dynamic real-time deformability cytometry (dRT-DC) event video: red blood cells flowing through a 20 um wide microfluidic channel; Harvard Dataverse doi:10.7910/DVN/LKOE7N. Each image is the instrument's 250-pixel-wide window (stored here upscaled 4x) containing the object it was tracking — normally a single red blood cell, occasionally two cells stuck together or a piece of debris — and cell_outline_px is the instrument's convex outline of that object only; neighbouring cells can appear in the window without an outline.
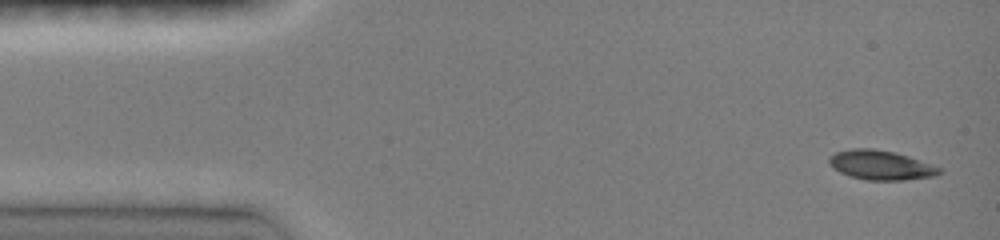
{"species": "common noctule bat (a hibernating species)", "species_latin": "Nyctalus noctula", "temperature_condition": "room temperature", "stored_images_in_passage": 12, "camera_frame_rate_fps": 3000, "um_per_image_px": 0.085, "animal": {"sex": "female", "body_mass_g": 19.0, "forearm_length_mm": 51.5}, "frame": {"image": 1, "passage_image": 1, "time_ms": 0.0, "image_size_px": [1000, 240], "cell_outline_px": [[944, 168], [940, 172], [932, 176], [904, 180], [864, 180], [848, 176], [840, 172], [828, 164], [828, 156], [836, 152], [852, 148], [872, 148], [892, 152], [908, 156]], "centroid_in_image_um": [74.83, 14.03], "position_along_channel_um": 10.2, "area_um2": 18.96}}
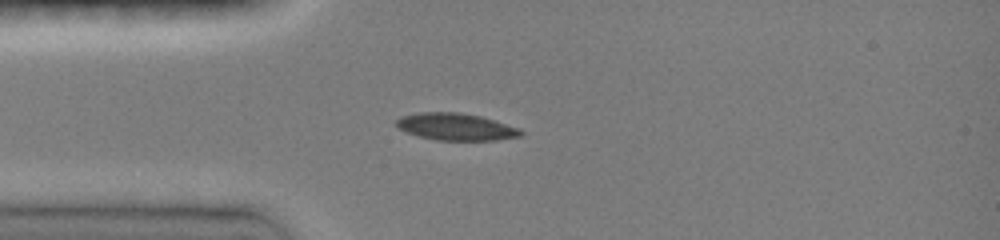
{"frame": {"image": 2, "passage_image": 7, "time_ms": 3.333, "image_size_px": [1000, 240], "cell_outline_px": [[524, 132], [520, 136], [496, 140], [436, 140], [420, 136], [408, 132], [400, 128], [396, 124], [396, 120], [400, 116], [420, 112], [460, 112], [480, 116], [520, 128]], "centroid_in_image_um": [38.77, 10.77], "position_along_channel_um": 46.2, "area_um2": 19.48}}
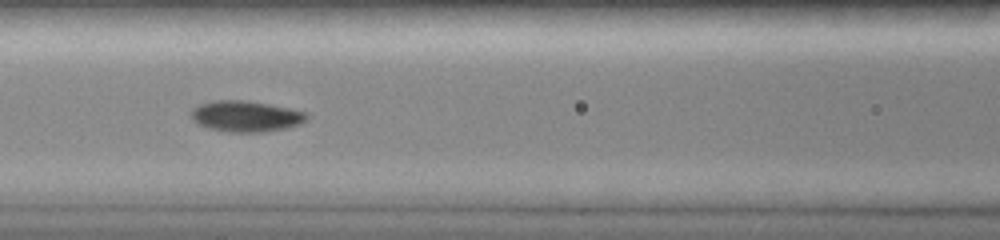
{"frame": {"image": 3, "passage_image": 11, "time_ms": 6.0, "image_size_px": [1000, 240], "cell_outline_px": [[308, 120], [300, 124], [288, 128], [260, 132], [228, 132], [208, 128], [192, 120], [192, 108], [200, 104], [216, 100], [244, 100], [268, 104], [288, 108], [304, 112], [308, 116]], "centroid_in_image_um": [20.9, 9.89], "position_along_channel_um": 145.7, "area_um2": 20.75}}